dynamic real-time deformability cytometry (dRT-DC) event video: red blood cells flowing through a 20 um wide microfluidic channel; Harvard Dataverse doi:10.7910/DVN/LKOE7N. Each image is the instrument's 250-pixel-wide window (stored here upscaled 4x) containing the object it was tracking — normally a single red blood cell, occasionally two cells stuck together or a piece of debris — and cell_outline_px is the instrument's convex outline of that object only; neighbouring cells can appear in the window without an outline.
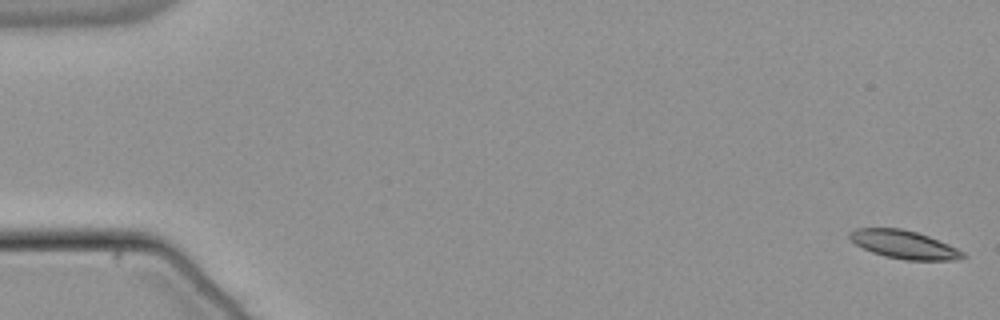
{"species": "common noctule bat (a hibernating species)", "species_latin": "Nyctalus noctula", "temperature_condition": "warm", "stored_images_in_passage": 55, "camera_frame_rate_fps": 3000, "um_per_image_px": 0.085, "animal": {"sex": "male", "body_mass_g": 21.5, "forearm_length_mm": 52.0}, "frame": {"image": 1, "passage_image": 1, "time_ms": 0.0, "image_size_px": [1000, 320], "cell_outline_px": [[968, 256], [956, 260], [904, 260], [884, 256], [872, 252], [856, 244], [848, 236], [856, 228], [900, 228], [916, 232], [928, 236], [948, 244], [964, 252]], "centroid_in_image_um": [76.87, 20.8], "position_along_channel_um": 8.1, "area_um2": 18.44}}
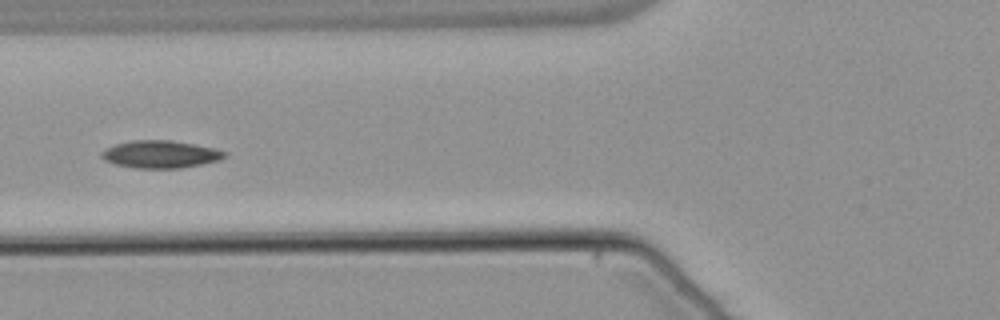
{"frame": {"image": 2, "passage_image": 22, "time_ms": 7.0, "image_size_px": [1000, 320], "cell_outline_px": [[228, 156], [220, 160], [180, 168], [136, 168], [116, 164], [104, 160], [100, 156], [100, 152], [116, 144], [132, 140], [172, 140], [216, 148], [228, 152]], "centroid_in_image_um": [13.68, 13.11], "position_along_channel_um": 112.1, "area_um2": 19.77}}
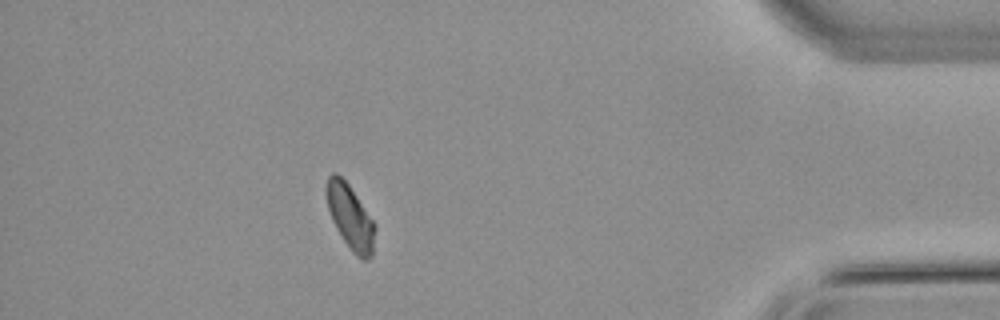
{"frame": {"image": 3, "passage_image": 49, "time_ms": 16.0, "image_size_px": [1000, 320], "cell_outline_px": [[376, 224], [372, 256], [368, 260], [364, 260], [356, 256], [352, 252], [336, 228], [332, 220], [328, 208], [324, 192], [324, 188], [328, 176], [332, 172], [336, 172], [348, 184]], "centroid_in_image_um": [29.75, 18.43], "position_along_channel_um": 405.4, "area_um2": 18.38}}